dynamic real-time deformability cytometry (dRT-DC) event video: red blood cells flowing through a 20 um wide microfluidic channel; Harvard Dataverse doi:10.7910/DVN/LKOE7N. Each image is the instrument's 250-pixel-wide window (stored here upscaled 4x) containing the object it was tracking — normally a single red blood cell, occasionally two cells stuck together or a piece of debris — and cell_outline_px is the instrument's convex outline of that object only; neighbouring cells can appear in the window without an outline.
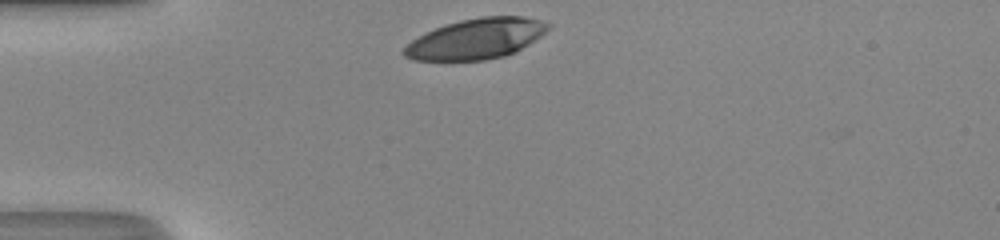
{"species": "human", "species_latin": "Homo sapiens", "temperature_condition": "room temperature", "stored_images_in_passage": 27, "camera_frame_rate_fps": 3000, "um_per_image_px": 0.085, "donor": {"sex": "male"}, "frame": {"image": 1, "passage_image": 1, "time_ms": 0.0, "image_size_px": [1000, 240], "cell_outline_px": [[552, 24], [540, 36], [516, 52], [504, 56], [484, 60], [412, 60], [404, 56], [404, 48], [412, 40], [444, 24], [460, 20], [480, 16], [524, 16], [540, 20]], "centroid_in_image_um": [40.49, 3.29], "position_along_channel_um": 44.5, "area_um2": 33.7}}
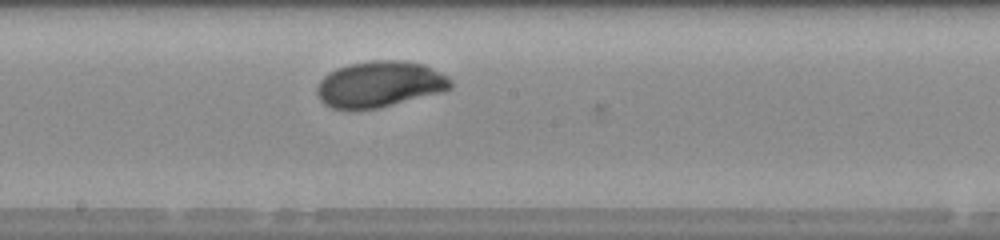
{"frame": {"image": 2, "passage_image": 15, "time_ms": 4.667, "image_size_px": [1000, 240], "cell_outline_px": [[452, 88], [444, 92], [380, 108], [352, 112], [348, 112], [332, 108], [324, 104], [320, 100], [316, 92], [316, 88], [320, 80], [328, 72], [336, 68], [348, 64], [372, 60], [400, 60], [424, 64], [448, 76], [452, 80]], "centroid_in_image_um": [32.25, 7.19], "position_along_channel_um": 215.9, "area_um2": 36.88}}
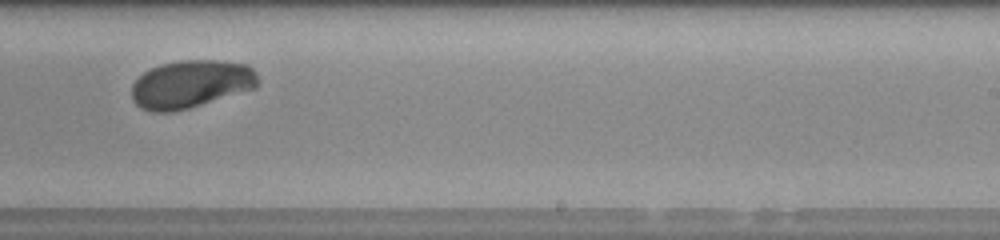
{"frame": {"image": 3, "passage_image": 19, "time_ms": 6.0, "image_size_px": [1000, 240], "cell_outline_px": [[256, 88], [188, 108], [172, 112], [152, 112], [140, 108], [132, 100], [132, 84], [144, 72], [160, 64], [180, 60], [220, 60], [248, 64], [256, 72]], "centroid_in_image_um": [16.2, 7.14], "position_along_channel_um": 272.8, "area_um2": 35.2}, "authors_computed_cell_mechanics": {"area_um2": 35.3736, "velocity_mm_per_s": 4.2725, "shape_relaxation_time_tau1_ms": 2.6651, "shape_relaxation_time_tau2_ms": null, "deformation_change_tau1": 0.165, "deformation_change_tau2": null}}